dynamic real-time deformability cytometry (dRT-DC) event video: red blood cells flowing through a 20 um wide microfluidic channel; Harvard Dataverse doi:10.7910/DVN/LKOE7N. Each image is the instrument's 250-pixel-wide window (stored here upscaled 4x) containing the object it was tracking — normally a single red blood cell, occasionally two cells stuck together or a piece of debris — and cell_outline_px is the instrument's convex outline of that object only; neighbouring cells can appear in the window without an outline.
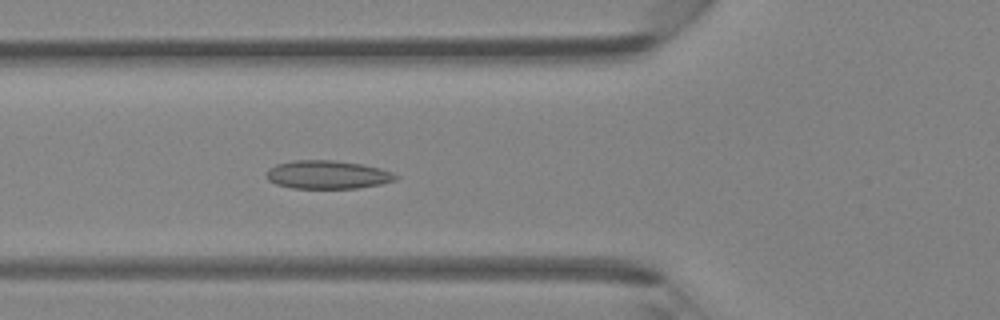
{"species": "Egyptian fruit bat (a non-hibernating species)", "species_latin": "Rousettus aegyptiacus", "temperature_condition": "room temperature", "stored_images_in_passage": 33, "camera_frame_rate_fps": 3000, "um_per_image_px": 0.085, "animal": {"sex": "female"}, "frame": {"image": 1, "passage_image": 4, "time_ms": 1.0, "image_size_px": [1000, 320], "cell_outline_px": [[400, 176], [396, 180], [380, 184], [356, 188], [292, 188], [276, 184], [268, 180], [264, 176], [268, 168], [276, 164], [292, 160], [336, 160], [364, 164], [380, 168], [392, 172]], "centroid_in_image_um": [27.82, 14.84], "position_along_channel_um": 98.0, "area_um2": 21.62}}
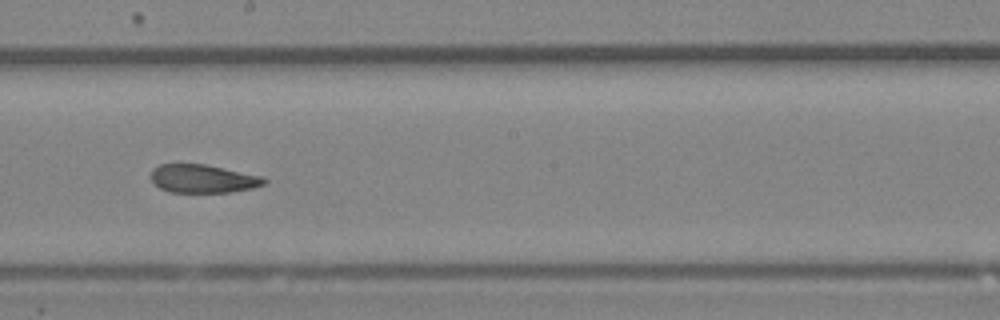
{"frame": {"image": 2, "passage_image": 13, "time_ms": 4.0, "image_size_px": [1000, 320], "cell_outline_px": [[268, 180], [264, 184], [252, 188], [232, 192], [168, 192], [160, 188], [152, 180], [152, 168], [160, 164], [204, 164], [260, 176]], "centroid_in_image_um": [17.23, 15.19], "position_along_channel_um": 231.0, "area_um2": 18.44}}
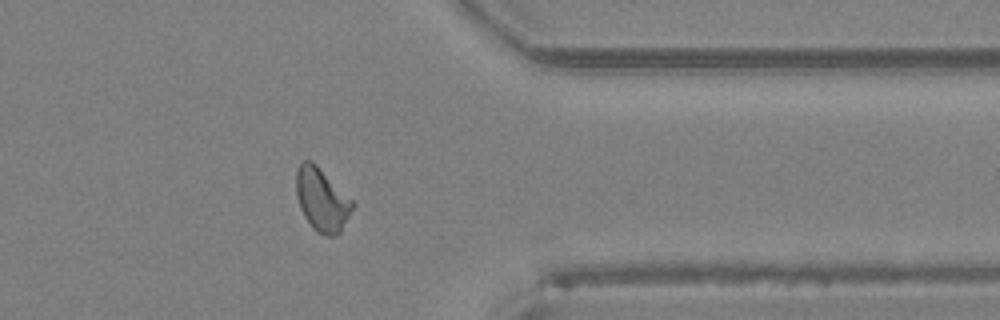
{"frame": {"image": 3, "passage_image": 24, "time_ms": 7.667, "image_size_px": [1000, 320], "cell_outline_px": [[356, 204], [340, 232], [332, 236], [328, 236], [316, 232], [312, 228], [304, 216], [300, 208], [296, 196], [296, 172], [300, 164], [304, 160], [312, 160], [356, 200]], "centroid_in_image_um": [27.4, 16.95], "position_along_channel_um": 384.0, "area_um2": 21.27}}